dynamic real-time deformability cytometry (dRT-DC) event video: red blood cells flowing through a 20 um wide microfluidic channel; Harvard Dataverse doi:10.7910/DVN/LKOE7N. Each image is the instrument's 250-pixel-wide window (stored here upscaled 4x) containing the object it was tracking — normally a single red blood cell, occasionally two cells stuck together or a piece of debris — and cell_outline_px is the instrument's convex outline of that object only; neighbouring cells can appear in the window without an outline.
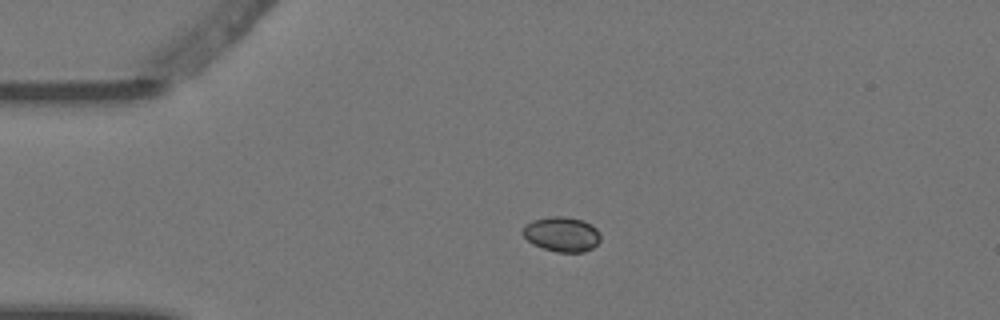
{"species": "Egyptian fruit bat (a non-hibernating species)", "species_latin": "Rousettus aegyptiacus", "temperature_condition": "warm", "stored_images_in_passage": 2, "camera_frame_rate_fps": 3000, "um_per_image_px": 0.085, "animal": {"sex": "female"}, "frame": {"image": 1, "passage_image": 1, "time_ms": 0.0, "image_size_px": [1000, 320], "cell_outline_px": [[600, 240], [592, 248], [584, 252], [556, 252], [532, 244], [524, 236], [524, 228], [532, 220], [552, 216], [564, 216], [584, 220], [592, 224], [600, 232]], "centroid_in_image_um": [47.8, 19.9], "position_along_channel_um": 37.2, "area_um2": 15.72}}